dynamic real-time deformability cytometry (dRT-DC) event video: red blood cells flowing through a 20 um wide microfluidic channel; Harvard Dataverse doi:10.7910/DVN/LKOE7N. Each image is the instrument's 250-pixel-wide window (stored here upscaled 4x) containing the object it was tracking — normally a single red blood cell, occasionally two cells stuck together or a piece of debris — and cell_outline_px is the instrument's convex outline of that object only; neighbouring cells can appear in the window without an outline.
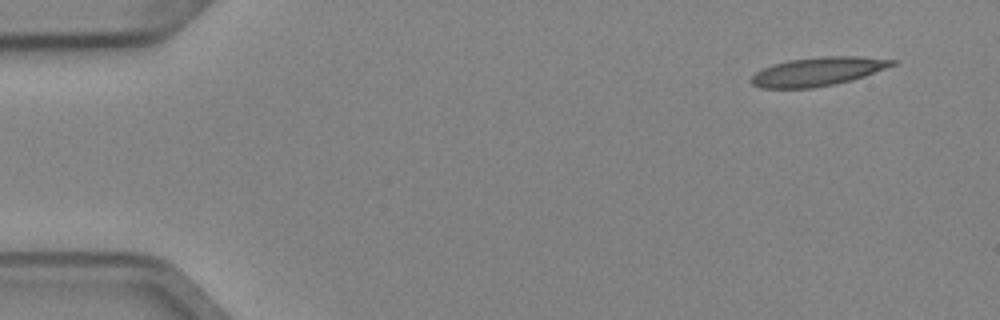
{"species": "Egyptian fruit bat (a non-hibernating species)", "species_latin": "Rousettus aegyptiacus", "temperature_condition": "cold", "stored_images_in_passage": 4, "camera_frame_rate_fps": 3000, "um_per_image_px": 0.085, "animal": {"sex": "female"}, "frame": {"image": 1, "passage_image": 1, "time_ms": 0.0, "image_size_px": [1000, 320], "cell_outline_px": [[896, 64], [864, 76], [852, 80], [812, 88], [760, 88], [752, 84], [748, 80], [756, 72], [772, 64], [788, 60], [824, 56], [860, 56], [896, 60]], "centroid_in_image_um": [69.48, 6.08], "position_along_channel_um": 15.5, "area_um2": 23.47}}
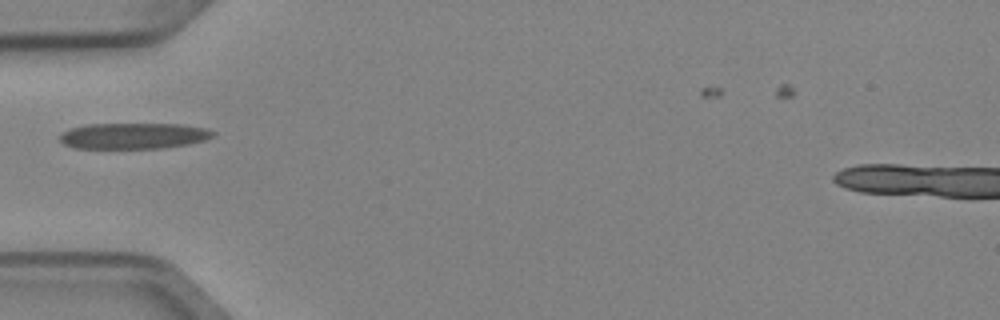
{"frame": {"image": 2, "passage_image": 4, "time_ms": 1.0, "image_size_px": [1000, 320], "cell_outline_px": [[216, 132], [212, 136], [204, 140], [188, 144], [164, 148], [76, 148], [64, 144], [60, 140], [60, 132], [72, 128], [88, 124], [180, 124], [208, 128]], "centroid_in_image_um": [11.36, 11.54], "position_along_channel_um": 73.6, "area_um2": 23.18}}